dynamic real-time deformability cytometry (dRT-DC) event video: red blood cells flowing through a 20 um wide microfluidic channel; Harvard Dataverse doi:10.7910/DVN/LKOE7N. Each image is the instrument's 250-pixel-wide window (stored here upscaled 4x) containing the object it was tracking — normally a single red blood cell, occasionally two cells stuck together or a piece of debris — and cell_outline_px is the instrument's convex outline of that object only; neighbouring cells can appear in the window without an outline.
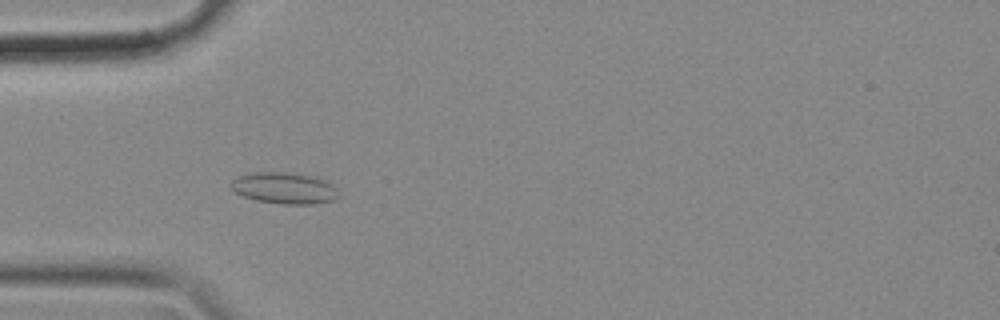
{"species": "common noctule bat (a hibernating species)", "species_latin": "Nyctalus noctula", "temperature_condition": "cold", "stored_images_in_passage": 48, "camera_frame_rate_fps": 3000, "um_per_image_px": 0.085, "animal": {"sex": "female", "body_mass_g": 18.4}, "frame": {"image": 1, "passage_image": 17, "time_ms": 5.333, "image_size_px": [1000, 320], "cell_outline_px": [[340, 196], [332, 200], [316, 204], [284, 204], [256, 200], [244, 196], [236, 192], [232, 188], [232, 180], [240, 176], [256, 172], [284, 172], [308, 176], [324, 180], [332, 184], [336, 188]], "centroid_in_image_um": [24.2, 16.0], "position_along_channel_um": 60.8, "area_um2": 19.31}}
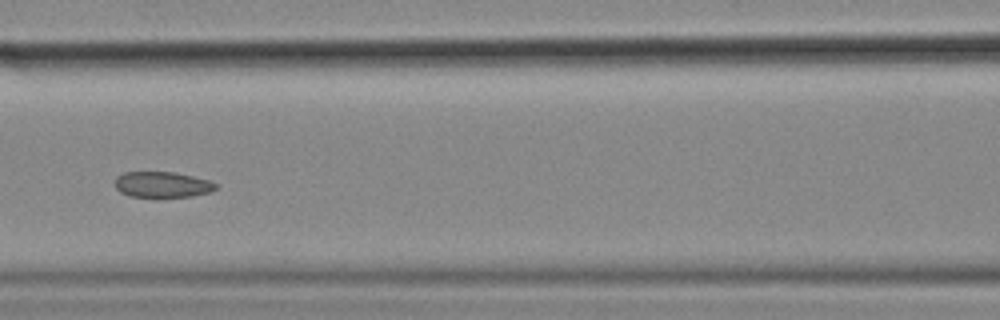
{"frame": {"image": 2, "passage_image": 25, "time_ms": 8.0, "image_size_px": [1000, 320], "cell_outline_px": [[220, 184], [216, 188], [208, 192], [192, 196], [128, 196], [120, 192], [116, 188], [116, 176], [124, 172], [176, 172], [208, 180]], "centroid_in_image_um": [13.79, 15.67], "position_along_channel_um": 152.8, "area_um2": 14.97}}
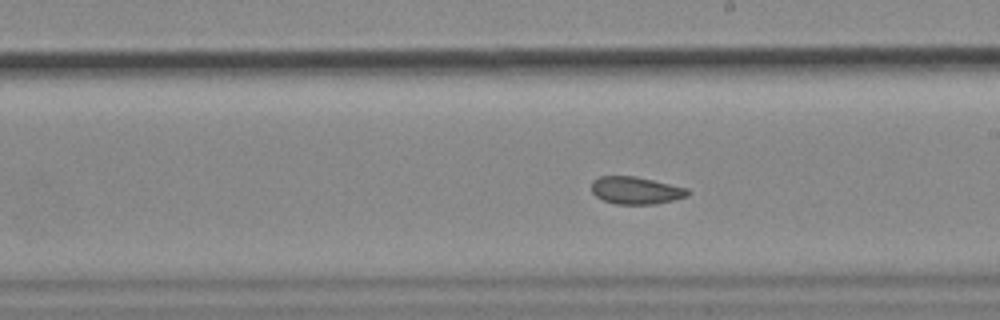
{"frame": {"image": 3, "passage_image": 32, "time_ms": 10.333, "image_size_px": [1000, 320], "cell_outline_px": [[692, 192], [688, 196], [656, 204], [616, 204], [604, 200], [596, 196], [592, 192], [592, 180], [600, 176], [636, 176], [688, 188]], "centroid_in_image_um": [54.07, 16.18], "position_along_channel_um": 234.9, "area_um2": 15.43}, "authors_computed_cell_mechanics": {"area_um2": 17.1377, "velocity_mm_per_s": 3.5402, "shape_relaxation_time_tau1_ms": null, "shape_relaxation_time_tau2_ms": 2.1733, "deformation_change_tau1": null, "deformation_change_tau2": 0.0528}}